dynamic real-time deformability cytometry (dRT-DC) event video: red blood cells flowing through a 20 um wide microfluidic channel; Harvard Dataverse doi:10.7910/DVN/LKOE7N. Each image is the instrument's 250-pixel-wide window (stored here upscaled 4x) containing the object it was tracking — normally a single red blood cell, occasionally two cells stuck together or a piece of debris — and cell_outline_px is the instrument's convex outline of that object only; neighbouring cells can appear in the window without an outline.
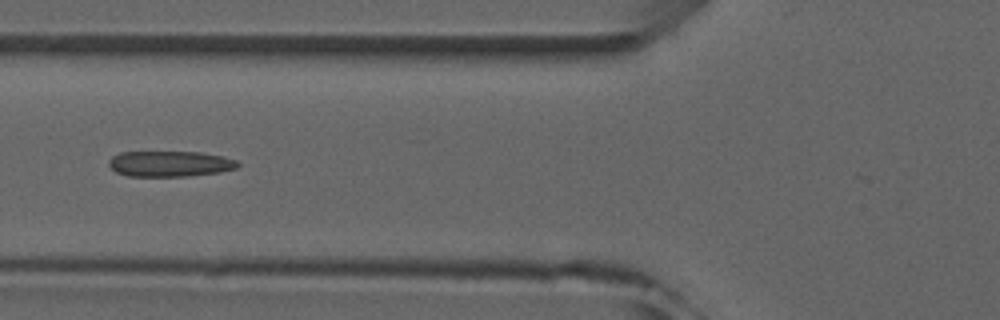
{"species": "common noctule bat (a hibernating species)", "species_latin": "Nyctalus noctula", "temperature_condition": "room temperature", "stored_images_in_passage": 4, "camera_frame_rate_fps": 3000, "um_per_image_px": 0.085, "animal": {"sex": "male", "forearm_length_mm": 52.5}, "frame": {"image": 1, "passage_image": 3, "time_ms": 3.0, "image_size_px": [1000, 320], "cell_outline_px": [[240, 164], [236, 168], [220, 172], [188, 176], [128, 176], [116, 172], [108, 164], [108, 160], [112, 156], [120, 152], [200, 152], [224, 156], [236, 160]], "centroid_in_image_um": [14.44, 13.92], "position_along_channel_um": 111.4, "area_um2": 19.36}}
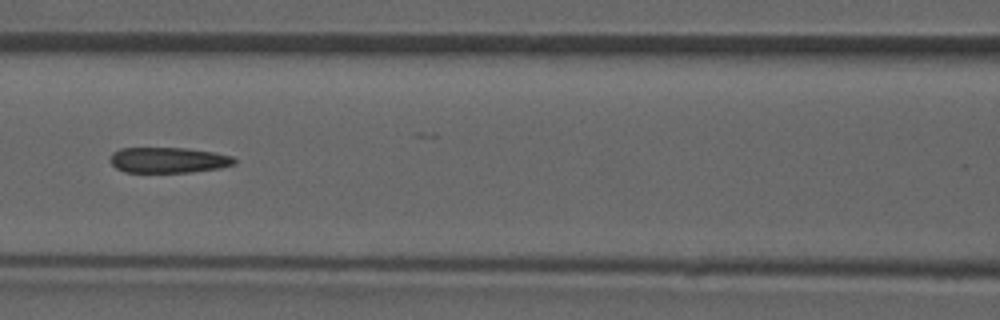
{"frame": {"image": 2, "passage_image": 4, "time_ms": 4.0, "image_size_px": [1000, 320], "cell_outline_px": [[236, 164], [220, 168], [192, 172], [124, 172], [116, 168], [108, 160], [112, 152], [120, 148], [188, 148], [216, 152], [232, 156], [236, 160]], "centroid_in_image_um": [14.31, 13.6], "position_along_channel_um": 152.3, "area_um2": 18.79}}